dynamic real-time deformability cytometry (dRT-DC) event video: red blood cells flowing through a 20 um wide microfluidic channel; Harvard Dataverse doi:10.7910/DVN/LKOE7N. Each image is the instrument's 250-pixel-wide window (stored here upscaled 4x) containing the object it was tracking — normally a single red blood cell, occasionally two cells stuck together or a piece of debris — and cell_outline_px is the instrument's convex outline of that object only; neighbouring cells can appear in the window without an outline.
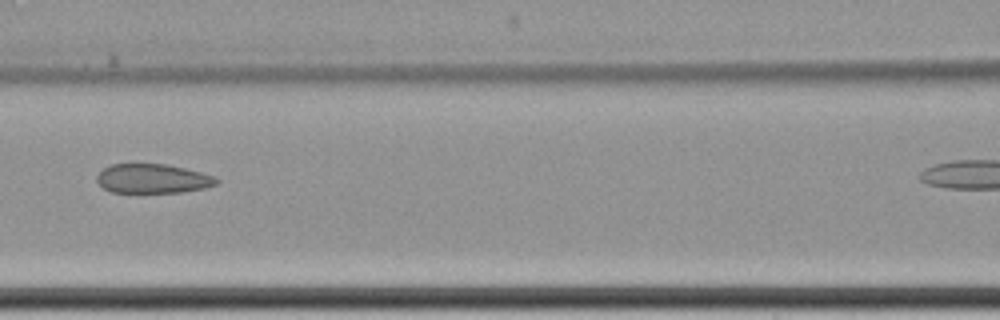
{"species": "common noctule bat (a hibernating species)", "species_latin": "Nyctalus noctula", "temperature_condition": "cold", "stored_images_in_passage": 9, "camera_frame_rate_fps": 3000, "um_per_image_px": 0.085, "animal": {"sex": "female", "body_mass_g": 22.7, "forearm_length_mm": 54.2}, "frame": {"image": 1, "passage_image": 7, "time_ms": 7.333, "image_size_px": [1000, 320], "cell_outline_px": [[220, 180], [216, 184], [204, 188], [184, 192], [112, 192], [104, 188], [96, 180], [96, 176], [104, 168], [112, 164], [168, 164], [216, 176]], "centroid_in_image_um": [13.01, 15.18], "position_along_channel_um": 153.6, "area_um2": 20.35}}
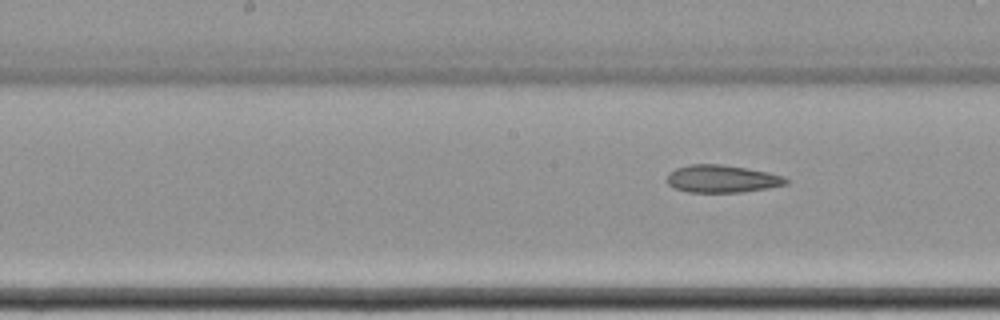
{"frame": {"image": 2, "passage_image": 9, "time_ms": 10.333, "image_size_px": [1000, 320], "cell_outline_px": [[788, 184], [768, 188], [740, 192], [688, 192], [672, 188], [668, 184], [668, 176], [676, 168], [688, 164], [720, 164], [768, 172], [784, 176], [788, 180]], "centroid_in_image_um": [61.37, 15.2], "position_along_channel_um": 186.8, "area_um2": 19.02}}